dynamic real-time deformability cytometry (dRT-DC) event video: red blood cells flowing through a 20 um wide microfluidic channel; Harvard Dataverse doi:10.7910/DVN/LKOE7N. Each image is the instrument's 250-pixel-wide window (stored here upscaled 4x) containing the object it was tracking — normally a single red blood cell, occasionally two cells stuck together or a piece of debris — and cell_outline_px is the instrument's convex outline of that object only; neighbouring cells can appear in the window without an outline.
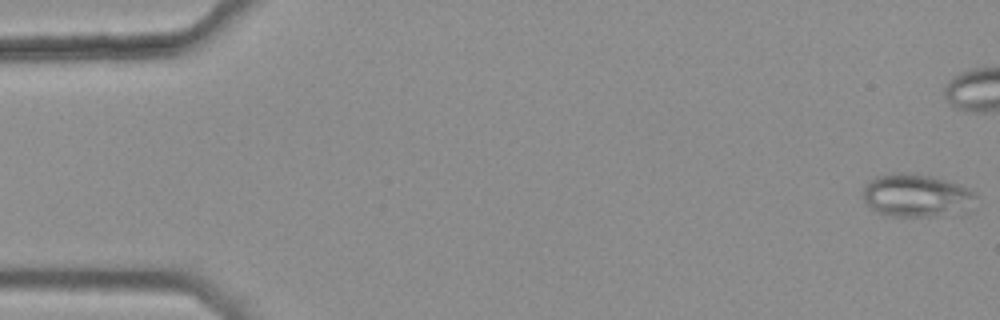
{"species": "common noctule bat (a hibernating species)", "species_latin": "Nyctalus noctula", "temperature_condition": "warm", "stored_images_in_passage": 11, "camera_frame_rate_fps": 3000, "um_per_image_px": 0.085, "animal": {"sex": "female", "body_mass_g": 25.1}, "frame": {"image": 1, "passage_image": 1, "time_ms": 0.0, "image_size_px": [1000, 320], "cell_outline_px": [[976, 196], [936, 216], [888, 216], [876, 212], [864, 200], [864, 188], [876, 176], [892, 172], [908, 172], [932, 176], [960, 184], [968, 188]], "centroid_in_image_um": [77.68, 16.55], "position_along_channel_um": 7.3, "area_um2": 26.65}}
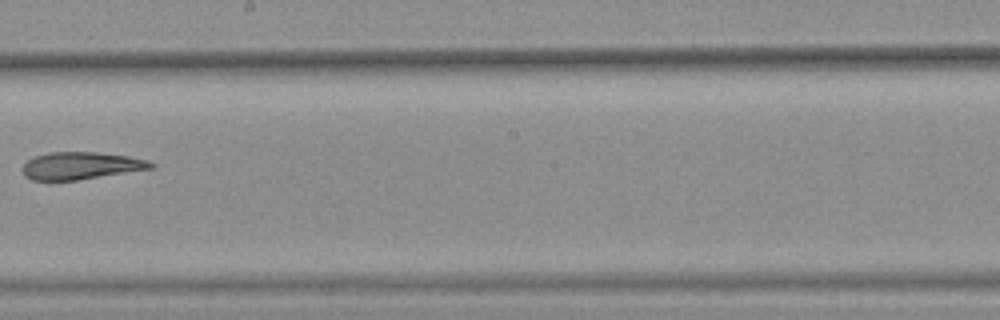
{"frame": {"image": 2, "passage_image": 10, "time_ms": 3.0, "image_size_px": [1000, 320], "cell_outline_px": [[156, 164], [152, 168], [76, 180], [32, 180], [24, 176], [20, 168], [32, 156], [48, 152], [96, 152], [128, 156], [148, 160]], "centroid_in_image_um": [6.81, 14.07], "position_along_channel_um": 241.4, "area_um2": 20.46}}
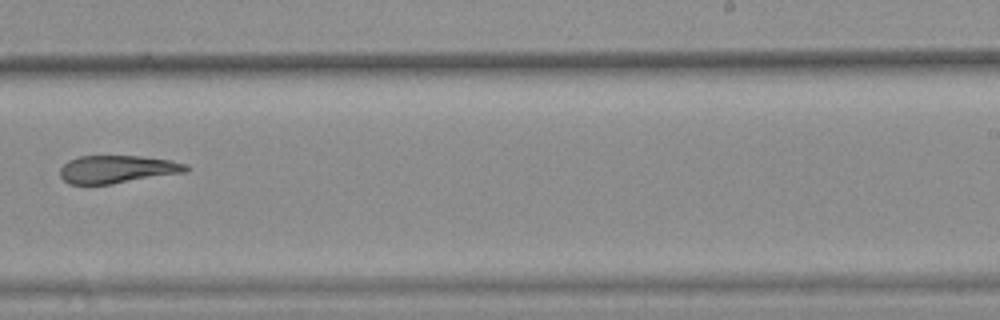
{"frame": {"image": 3, "passage_image": 11, "time_ms": 3.333, "image_size_px": [1000, 320], "cell_outline_px": [[188, 172], [112, 184], [68, 184], [60, 176], [60, 168], [68, 160], [80, 156], [140, 156], [172, 160], [188, 164]], "centroid_in_image_um": [9.99, 14.39], "position_along_channel_um": 279.0, "area_um2": 20.58}}